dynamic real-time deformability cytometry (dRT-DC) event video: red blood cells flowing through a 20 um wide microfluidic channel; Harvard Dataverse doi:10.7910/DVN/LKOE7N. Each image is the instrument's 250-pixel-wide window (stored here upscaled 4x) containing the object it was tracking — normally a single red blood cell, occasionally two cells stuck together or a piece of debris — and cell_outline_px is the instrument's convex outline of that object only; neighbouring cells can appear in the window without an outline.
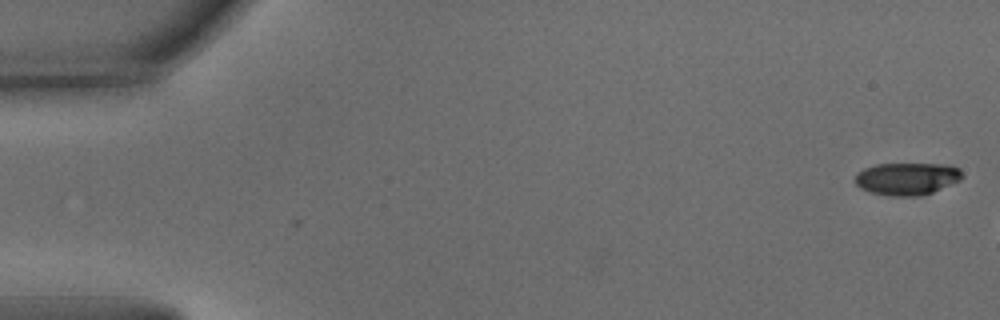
{"species": "common noctule bat (a hibernating species)", "species_latin": "Nyctalus noctula", "temperature_condition": "warm", "stored_images_in_passage": 4, "camera_frame_rate_fps": 3000, "um_per_image_px": 0.085, "animal": {"sex": "male", "body_mass_g": 15.6}, "frame": {"image": 1, "passage_image": 4, "time_ms": 1.0, "image_size_px": [1000, 320], "cell_outline_px": [[964, 176], [960, 180], [932, 192], [920, 196], [892, 196], [872, 192], [860, 188], [856, 184], [856, 172], [864, 168], [876, 164], [948, 164], [960, 168]], "centroid_in_image_um": [77.11, 15.18], "position_along_channel_um": 7.9, "area_um2": 20.23}}